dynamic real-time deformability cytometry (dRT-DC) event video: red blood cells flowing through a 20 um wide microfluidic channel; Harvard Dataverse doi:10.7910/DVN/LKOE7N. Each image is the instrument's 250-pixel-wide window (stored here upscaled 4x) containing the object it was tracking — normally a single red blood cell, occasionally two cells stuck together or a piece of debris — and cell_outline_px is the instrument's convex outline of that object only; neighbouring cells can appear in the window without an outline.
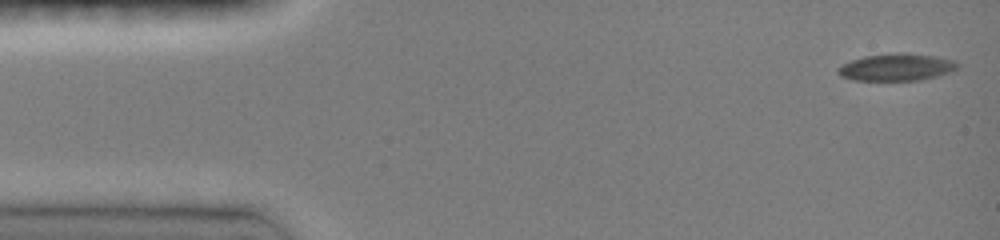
{"species": "common noctule bat (a hibernating species)", "species_latin": "Nyctalus noctula", "temperature_condition": "room temperature", "stored_images_in_passage": 33, "camera_frame_rate_fps": 3000, "um_per_image_px": 0.085, "animal": {"sex": "female", "body_mass_g": 19.0, "forearm_length_mm": 51.5}, "frame": {"image": 1, "passage_image": 1, "time_ms": 0.0, "image_size_px": [1000, 240], "cell_outline_px": [[960, 64], [956, 68], [948, 72], [936, 76], [920, 80], [852, 80], [840, 76], [836, 72], [836, 68], [840, 64], [864, 56], [896, 52], [908, 52], [956, 60]], "centroid_in_image_um": [76.15, 5.7], "position_along_channel_um": 8.9, "area_um2": 19.07}}
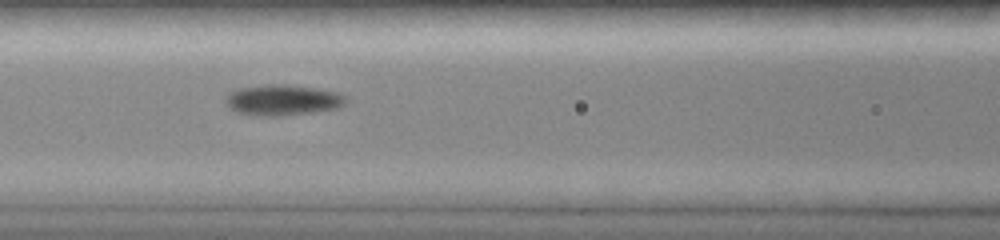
{"frame": {"image": 2, "passage_image": 13, "time_ms": 6.0, "image_size_px": [1000, 240], "cell_outline_px": [[348, 100], [340, 108], [312, 112], [276, 116], [256, 116], [236, 112], [228, 108], [224, 100], [232, 92], [240, 88], [272, 84], [284, 84], [312, 88], [336, 92], [344, 96]], "centroid_in_image_um": [24.01, 8.52], "position_along_channel_um": 142.6, "area_um2": 21.33}}
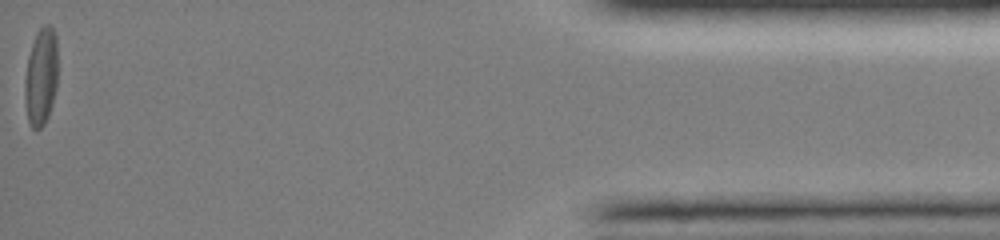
{"frame": {"image": 3, "passage_image": 33, "time_ms": 15.0, "image_size_px": [1000, 240], "cell_outline_px": [[56, 88], [52, 104], [48, 116], [44, 124], [40, 128], [32, 128], [28, 120], [24, 96], [24, 80], [28, 56], [36, 32], [44, 24], [48, 24], [52, 28], [56, 36]], "centroid_in_image_um": [3.46, 6.51], "position_along_channel_um": 431.7, "area_um2": 18.67}, "authors_computed_cell_mechanics": {"area_um2": 19.074, "velocity_mm_per_s": 4.1043, "shape_relaxation_time_tau1_ms": 2.4634, "shape_relaxation_time_tau2_ms": 2.7667, "deformation_change_tau1": 0.132, "deformation_change_tau2": 0.0859}}